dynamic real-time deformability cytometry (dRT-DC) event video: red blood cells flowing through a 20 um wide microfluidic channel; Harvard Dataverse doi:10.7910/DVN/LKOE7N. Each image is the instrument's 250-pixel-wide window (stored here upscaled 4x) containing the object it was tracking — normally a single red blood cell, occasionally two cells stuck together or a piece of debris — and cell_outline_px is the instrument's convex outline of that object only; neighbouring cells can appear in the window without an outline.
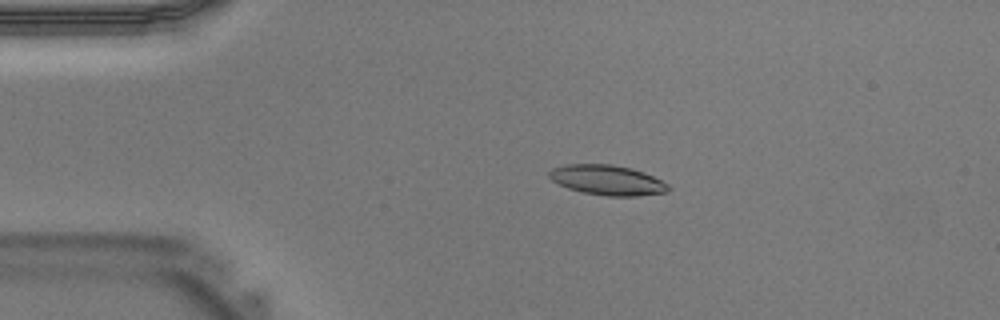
{"species": "Egyptian fruit bat (a non-hibernating species)", "species_latin": "Rousettus aegyptiacus", "temperature_condition": "warm", "stored_images_in_passage": 38, "camera_frame_rate_fps": 3000, "um_per_image_px": 0.085, "animal": {"sex": "male"}, "frame": {"image": 1, "passage_image": 6, "time_ms": 1.667, "image_size_px": [1000, 320], "cell_outline_px": [[672, 188], [668, 192], [636, 196], [604, 196], [584, 192], [568, 188], [552, 180], [548, 176], [548, 172], [552, 168], [564, 164], [612, 164], [632, 168], [644, 172], [668, 184]], "centroid_in_image_um": [51.63, 15.3], "position_along_channel_um": 33.4, "area_um2": 20.92}}
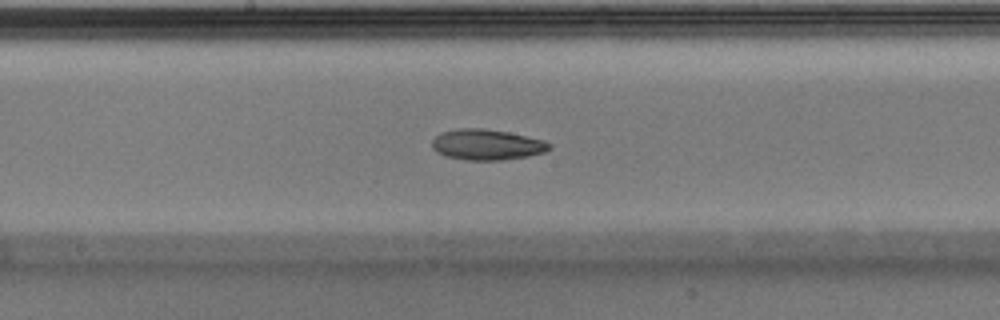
{"frame": {"image": 2, "passage_image": 19, "time_ms": 6.0, "image_size_px": [1000, 320], "cell_outline_px": [[552, 148], [544, 152], [528, 156], [500, 160], [464, 160], [444, 156], [436, 152], [432, 148], [432, 140], [440, 132], [456, 128], [484, 128], [508, 132], [544, 140], [552, 144]], "centroid_in_image_um": [41.36, 12.29], "position_along_channel_um": 206.8, "area_um2": 21.21}}
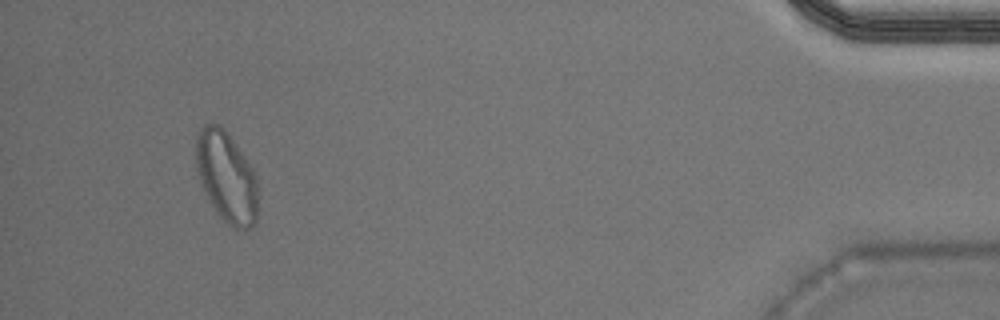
{"frame": {"image": 3, "passage_image": 36, "time_ms": 11.667, "image_size_px": [1000, 320], "cell_outline_px": [[256, 224], [244, 232], [228, 224], [220, 216], [212, 204], [200, 180], [196, 168], [196, 136], [204, 124], [216, 124], [224, 128], [244, 156], [252, 168], [256, 176]], "centroid_in_image_um": [19.25, 15.04], "position_along_channel_um": 415.9, "area_um2": 32.25}}